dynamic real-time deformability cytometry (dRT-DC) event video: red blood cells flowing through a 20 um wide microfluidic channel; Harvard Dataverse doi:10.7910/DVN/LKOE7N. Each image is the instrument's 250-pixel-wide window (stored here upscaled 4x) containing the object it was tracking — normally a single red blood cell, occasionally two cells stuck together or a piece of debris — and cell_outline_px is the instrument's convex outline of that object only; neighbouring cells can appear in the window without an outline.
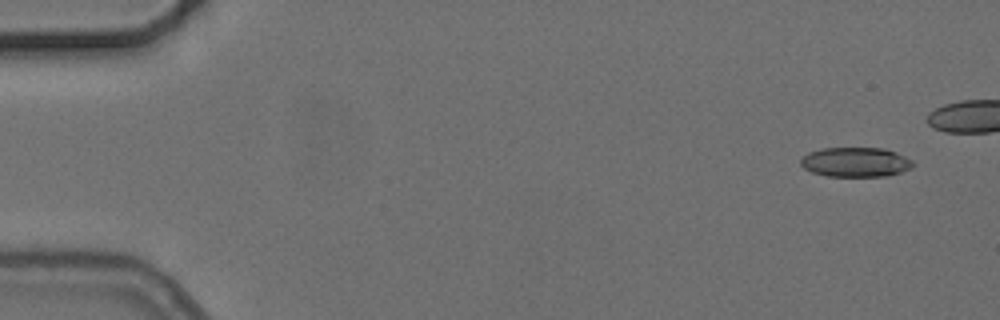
{"species": "common noctule bat (a hibernating species)", "species_latin": "Nyctalus noctula", "temperature_condition": "cold", "stored_images_in_passage": 5, "camera_frame_rate_fps": 3000, "um_per_image_px": 0.085, "animal": {"sex": "female", "body_mass_g": 24.6, "forearm_length_mm": 56.2}, "frame": {"image": 1, "passage_image": 1, "time_ms": 0.0, "image_size_px": [1000, 320], "cell_outline_px": [[916, 164], [912, 168], [888, 176], [828, 176], [812, 172], [804, 168], [800, 164], [800, 160], [808, 152], [824, 148], [884, 148], [896, 152], [912, 160]], "centroid_in_image_um": [72.75, 13.78], "position_along_channel_um": 12.3, "area_um2": 19.42}}